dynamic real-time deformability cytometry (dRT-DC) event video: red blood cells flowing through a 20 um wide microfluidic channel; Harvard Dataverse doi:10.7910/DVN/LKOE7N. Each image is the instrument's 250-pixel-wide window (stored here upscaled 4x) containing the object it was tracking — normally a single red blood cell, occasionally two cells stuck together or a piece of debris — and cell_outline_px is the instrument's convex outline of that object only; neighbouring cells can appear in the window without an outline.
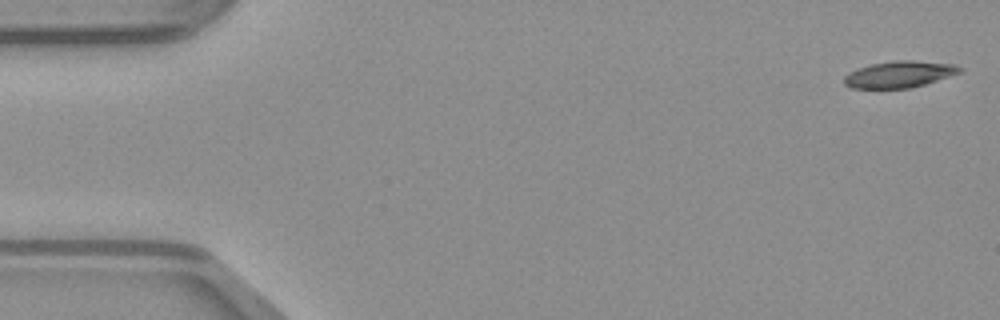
{"species": "common noctule bat (a hibernating species)", "species_latin": "Nyctalus noctula", "temperature_condition": "warm", "stored_images_in_passage": 48, "camera_frame_rate_fps": 3000, "um_per_image_px": 0.085, "animal": {"sex": "male", "body_mass_g": 23.1, "forearm_length_mm": 52.7}, "frame": {"image": 1, "passage_image": 1, "time_ms": 0.0, "image_size_px": [1000, 320], "cell_outline_px": [[964, 72], [924, 84], [908, 88], [852, 88], [844, 84], [844, 76], [848, 72], [856, 68], [872, 64], [896, 60], [912, 60], [956, 64], [964, 68]], "centroid_in_image_um": [76.48, 6.3], "position_along_channel_um": 8.5, "area_um2": 18.03}}
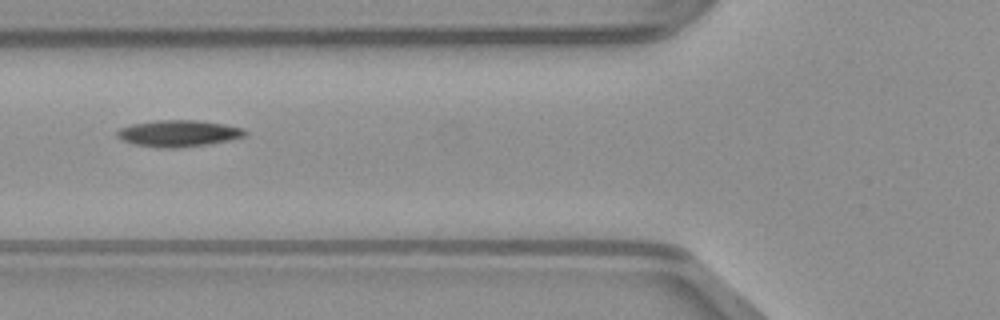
{"frame": {"image": 2, "passage_image": 18, "time_ms": 5.667, "image_size_px": [1000, 320], "cell_outline_px": [[248, 136], [208, 144], [176, 148], [164, 148], [136, 144], [124, 140], [116, 136], [116, 132], [120, 128], [132, 124], [156, 120], [196, 120], [224, 124], [244, 128], [248, 132]], "centroid_in_image_um": [15.22, 11.33], "position_along_channel_um": 110.6, "area_um2": 19.71}}
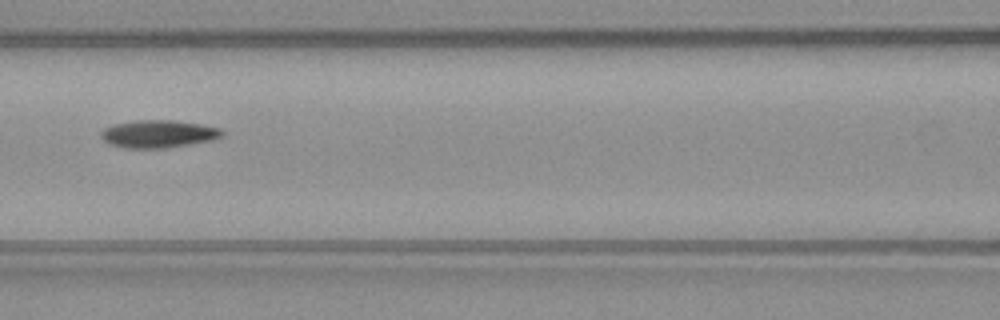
{"frame": {"image": 3, "passage_image": 21, "time_ms": 6.667, "image_size_px": [1000, 320], "cell_outline_px": [[224, 136], [212, 140], [164, 148], [124, 148], [108, 144], [100, 136], [100, 132], [104, 128], [112, 124], [136, 120], [176, 120], [200, 124], [220, 128], [224, 132]], "centroid_in_image_um": [13.44, 11.37], "position_along_channel_um": 153.2, "area_um2": 19.65}}